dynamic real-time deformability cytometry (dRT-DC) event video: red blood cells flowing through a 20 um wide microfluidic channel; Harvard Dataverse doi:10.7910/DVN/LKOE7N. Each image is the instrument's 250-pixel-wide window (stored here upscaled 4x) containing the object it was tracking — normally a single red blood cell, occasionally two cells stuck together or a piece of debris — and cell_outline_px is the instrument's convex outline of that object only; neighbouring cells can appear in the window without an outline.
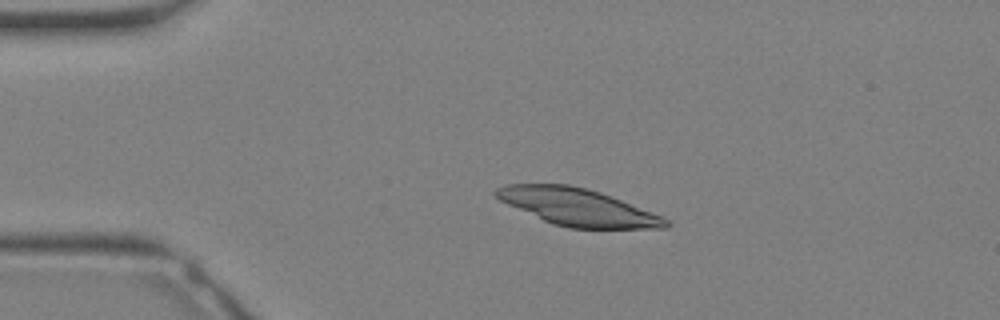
{"species": "Egyptian fruit bat (a non-hibernating species)", "species_latin": "Rousettus aegyptiacus", "temperature_condition": "warm", "stored_images_in_passage": 12, "camera_frame_rate_fps": 3000, "um_per_image_px": 0.085, "animal": {"sex": "female"}, "frame": {"image": 1, "passage_image": 7, "time_ms": 2.0, "image_size_px": [1000, 320], "cell_outline_px": [[672, 224], [668, 228], [568, 228], [552, 224], [508, 204], [500, 200], [492, 192], [496, 188], [504, 184], [568, 184], [588, 188], [600, 192], [660, 216], [668, 220]], "centroid_in_image_um": [49.06, 17.59], "position_along_channel_um": 35.9, "area_um2": 36.3}}